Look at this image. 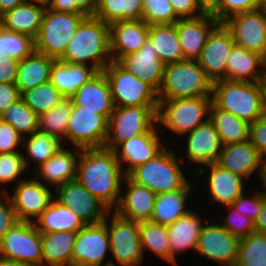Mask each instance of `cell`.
Returning <instances> with one entry per match:
<instances>
[{
	"label": "cell",
	"instance_id": "003e7915",
	"mask_svg": "<svg viewBox=\"0 0 266 266\" xmlns=\"http://www.w3.org/2000/svg\"><path fill=\"white\" fill-rule=\"evenodd\" d=\"M201 2V4L207 9L209 10L213 4L216 2V0H199Z\"/></svg>",
	"mask_w": 266,
	"mask_h": 266
},
{
	"label": "cell",
	"instance_id": "ee69618b",
	"mask_svg": "<svg viewBox=\"0 0 266 266\" xmlns=\"http://www.w3.org/2000/svg\"><path fill=\"white\" fill-rule=\"evenodd\" d=\"M0 119L13 126L22 137L38 132V115L25 104L22 98L10 105L1 114Z\"/></svg>",
	"mask_w": 266,
	"mask_h": 266
},
{
	"label": "cell",
	"instance_id": "be15d7a7",
	"mask_svg": "<svg viewBox=\"0 0 266 266\" xmlns=\"http://www.w3.org/2000/svg\"><path fill=\"white\" fill-rule=\"evenodd\" d=\"M260 179V185L262 183L263 188L260 189L265 195H266V158H262L261 162V170L259 174Z\"/></svg>",
	"mask_w": 266,
	"mask_h": 266
},
{
	"label": "cell",
	"instance_id": "5bb4252c",
	"mask_svg": "<svg viewBox=\"0 0 266 266\" xmlns=\"http://www.w3.org/2000/svg\"><path fill=\"white\" fill-rule=\"evenodd\" d=\"M236 45L266 56V9L242 12L230 16L224 22Z\"/></svg>",
	"mask_w": 266,
	"mask_h": 266
},
{
	"label": "cell",
	"instance_id": "b9f144b4",
	"mask_svg": "<svg viewBox=\"0 0 266 266\" xmlns=\"http://www.w3.org/2000/svg\"><path fill=\"white\" fill-rule=\"evenodd\" d=\"M72 107V99L63 98V100L49 112L38 116V131L57 137L63 142L66 138Z\"/></svg>",
	"mask_w": 266,
	"mask_h": 266
},
{
	"label": "cell",
	"instance_id": "680465c9",
	"mask_svg": "<svg viewBox=\"0 0 266 266\" xmlns=\"http://www.w3.org/2000/svg\"><path fill=\"white\" fill-rule=\"evenodd\" d=\"M20 98L21 94L15 83H0V116Z\"/></svg>",
	"mask_w": 266,
	"mask_h": 266
},
{
	"label": "cell",
	"instance_id": "ba28073f",
	"mask_svg": "<svg viewBox=\"0 0 266 266\" xmlns=\"http://www.w3.org/2000/svg\"><path fill=\"white\" fill-rule=\"evenodd\" d=\"M157 109L158 106L115 107L103 147L114 150L122 142L150 132L157 125Z\"/></svg>",
	"mask_w": 266,
	"mask_h": 266
},
{
	"label": "cell",
	"instance_id": "5b68a950",
	"mask_svg": "<svg viewBox=\"0 0 266 266\" xmlns=\"http://www.w3.org/2000/svg\"><path fill=\"white\" fill-rule=\"evenodd\" d=\"M213 82L197 60L184 59L167 64L158 91V100L212 97Z\"/></svg>",
	"mask_w": 266,
	"mask_h": 266
},
{
	"label": "cell",
	"instance_id": "f1b7e54d",
	"mask_svg": "<svg viewBox=\"0 0 266 266\" xmlns=\"http://www.w3.org/2000/svg\"><path fill=\"white\" fill-rule=\"evenodd\" d=\"M73 105L104 115L108 120L115 105L108 79L103 71L97 72L71 97Z\"/></svg>",
	"mask_w": 266,
	"mask_h": 266
},
{
	"label": "cell",
	"instance_id": "2644e50d",
	"mask_svg": "<svg viewBox=\"0 0 266 266\" xmlns=\"http://www.w3.org/2000/svg\"><path fill=\"white\" fill-rule=\"evenodd\" d=\"M259 1H260V4H261V7L266 9V0H259Z\"/></svg>",
	"mask_w": 266,
	"mask_h": 266
},
{
	"label": "cell",
	"instance_id": "681fc988",
	"mask_svg": "<svg viewBox=\"0 0 266 266\" xmlns=\"http://www.w3.org/2000/svg\"><path fill=\"white\" fill-rule=\"evenodd\" d=\"M260 8L259 0H216L208 11L219 23H222L235 14Z\"/></svg>",
	"mask_w": 266,
	"mask_h": 266
},
{
	"label": "cell",
	"instance_id": "bcb514c9",
	"mask_svg": "<svg viewBox=\"0 0 266 266\" xmlns=\"http://www.w3.org/2000/svg\"><path fill=\"white\" fill-rule=\"evenodd\" d=\"M27 173L30 174L25 166L22 151L0 153V186L4 185L0 192H6V189H4L8 186L6 184L13 183L16 185L24 180L25 178H21V176L27 175Z\"/></svg>",
	"mask_w": 266,
	"mask_h": 266
},
{
	"label": "cell",
	"instance_id": "e0dca14e",
	"mask_svg": "<svg viewBox=\"0 0 266 266\" xmlns=\"http://www.w3.org/2000/svg\"><path fill=\"white\" fill-rule=\"evenodd\" d=\"M54 191V199L70 208L85 225L100 224L111 212L77 180L60 185Z\"/></svg>",
	"mask_w": 266,
	"mask_h": 266
},
{
	"label": "cell",
	"instance_id": "4fadbf2b",
	"mask_svg": "<svg viewBox=\"0 0 266 266\" xmlns=\"http://www.w3.org/2000/svg\"><path fill=\"white\" fill-rule=\"evenodd\" d=\"M18 182L14 188L7 187V193L19 221L33 222L48 208L54 199L52 188L43 185L34 177ZM11 194L9 195V190ZM13 192V193H12Z\"/></svg>",
	"mask_w": 266,
	"mask_h": 266
},
{
	"label": "cell",
	"instance_id": "94428289",
	"mask_svg": "<svg viewBox=\"0 0 266 266\" xmlns=\"http://www.w3.org/2000/svg\"><path fill=\"white\" fill-rule=\"evenodd\" d=\"M255 232L266 234V197L262 200V209L255 221Z\"/></svg>",
	"mask_w": 266,
	"mask_h": 266
},
{
	"label": "cell",
	"instance_id": "db71d44e",
	"mask_svg": "<svg viewBox=\"0 0 266 266\" xmlns=\"http://www.w3.org/2000/svg\"><path fill=\"white\" fill-rule=\"evenodd\" d=\"M23 137L13 126L0 119V153L21 151Z\"/></svg>",
	"mask_w": 266,
	"mask_h": 266
},
{
	"label": "cell",
	"instance_id": "836d02e7",
	"mask_svg": "<svg viewBox=\"0 0 266 266\" xmlns=\"http://www.w3.org/2000/svg\"><path fill=\"white\" fill-rule=\"evenodd\" d=\"M98 71L88 65L71 64L56 60L51 68L50 82L64 98H71L85 82Z\"/></svg>",
	"mask_w": 266,
	"mask_h": 266
},
{
	"label": "cell",
	"instance_id": "4dcf8cb0",
	"mask_svg": "<svg viewBox=\"0 0 266 266\" xmlns=\"http://www.w3.org/2000/svg\"><path fill=\"white\" fill-rule=\"evenodd\" d=\"M191 184L189 181L182 189L157 194L150 221L168 226L191 211L190 202L187 203L194 190Z\"/></svg>",
	"mask_w": 266,
	"mask_h": 266
},
{
	"label": "cell",
	"instance_id": "e7e4bbea",
	"mask_svg": "<svg viewBox=\"0 0 266 266\" xmlns=\"http://www.w3.org/2000/svg\"><path fill=\"white\" fill-rule=\"evenodd\" d=\"M0 266H27V265L20 263L18 261H15V260H9V259L0 257Z\"/></svg>",
	"mask_w": 266,
	"mask_h": 266
},
{
	"label": "cell",
	"instance_id": "6f0895ef",
	"mask_svg": "<svg viewBox=\"0 0 266 266\" xmlns=\"http://www.w3.org/2000/svg\"><path fill=\"white\" fill-rule=\"evenodd\" d=\"M248 140L257 148L262 158H266V117L249 123Z\"/></svg>",
	"mask_w": 266,
	"mask_h": 266
},
{
	"label": "cell",
	"instance_id": "91938a15",
	"mask_svg": "<svg viewBox=\"0 0 266 266\" xmlns=\"http://www.w3.org/2000/svg\"><path fill=\"white\" fill-rule=\"evenodd\" d=\"M19 61L9 55L0 59V83H16Z\"/></svg>",
	"mask_w": 266,
	"mask_h": 266
},
{
	"label": "cell",
	"instance_id": "7402d4cb",
	"mask_svg": "<svg viewBox=\"0 0 266 266\" xmlns=\"http://www.w3.org/2000/svg\"><path fill=\"white\" fill-rule=\"evenodd\" d=\"M71 148L72 150L63 145L55 155L35 168L30 175L43 185L54 187L53 189L76 180L81 148L73 146Z\"/></svg>",
	"mask_w": 266,
	"mask_h": 266
},
{
	"label": "cell",
	"instance_id": "7bdbcfd3",
	"mask_svg": "<svg viewBox=\"0 0 266 266\" xmlns=\"http://www.w3.org/2000/svg\"><path fill=\"white\" fill-rule=\"evenodd\" d=\"M25 104L38 116L49 112L63 100L61 92L49 81L21 94Z\"/></svg>",
	"mask_w": 266,
	"mask_h": 266
},
{
	"label": "cell",
	"instance_id": "8d00e7d4",
	"mask_svg": "<svg viewBox=\"0 0 266 266\" xmlns=\"http://www.w3.org/2000/svg\"><path fill=\"white\" fill-rule=\"evenodd\" d=\"M148 38L165 65L184 60L175 23L150 25Z\"/></svg>",
	"mask_w": 266,
	"mask_h": 266
},
{
	"label": "cell",
	"instance_id": "03108f58",
	"mask_svg": "<svg viewBox=\"0 0 266 266\" xmlns=\"http://www.w3.org/2000/svg\"><path fill=\"white\" fill-rule=\"evenodd\" d=\"M263 88V116L266 117V78L262 81Z\"/></svg>",
	"mask_w": 266,
	"mask_h": 266
},
{
	"label": "cell",
	"instance_id": "ffe728a7",
	"mask_svg": "<svg viewBox=\"0 0 266 266\" xmlns=\"http://www.w3.org/2000/svg\"><path fill=\"white\" fill-rule=\"evenodd\" d=\"M234 44L230 31L223 23H219L209 34L197 61L213 83L226 79L227 56Z\"/></svg>",
	"mask_w": 266,
	"mask_h": 266
},
{
	"label": "cell",
	"instance_id": "f546056e",
	"mask_svg": "<svg viewBox=\"0 0 266 266\" xmlns=\"http://www.w3.org/2000/svg\"><path fill=\"white\" fill-rule=\"evenodd\" d=\"M265 78L264 58L234 44L227 56L226 80L262 82Z\"/></svg>",
	"mask_w": 266,
	"mask_h": 266
},
{
	"label": "cell",
	"instance_id": "f6af8a7d",
	"mask_svg": "<svg viewBox=\"0 0 266 266\" xmlns=\"http://www.w3.org/2000/svg\"><path fill=\"white\" fill-rule=\"evenodd\" d=\"M35 51V41L29 35L9 31L0 25V54L9 55L17 61Z\"/></svg>",
	"mask_w": 266,
	"mask_h": 266
},
{
	"label": "cell",
	"instance_id": "83f0119b",
	"mask_svg": "<svg viewBox=\"0 0 266 266\" xmlns=\"http://www.w3.org/2000/svg\"><path fill=\"white\" fill-rule=\"evenodd\" d=\"M261 162L262 156L259 151L247 140L223 145L216 164L247 181L255 172L259 176Z\"/></svg>",
	"mask_w": 266,
	"mask_h": 266
},
{
	"label": "cell",
	"instance_id": "603a6c76",
	"mask_svg": "<svg viewBox=\"0 0 266 266\" xmlns=\"http://www.w3.org/2000/svg\"><path fill=\"white\" fill-rule=\"evenodd\" d=\"M122 185H125V188ZM122 185L120 193L123 194L120 195L119 203L113 211L127 220L150 221L157 194L147 187L135 183L127 175L124 176Z\"/></svg>",
	"mask_w": 266,
	"mask_h": 266
},
{
	"label": "cell",
	"instance_id": "f35d334b",
	"mask_svg": "<svg viewBox=\"0 0 266 266\" xmlns=\"http://www.w3.org/2000/svg\"><path fill=\"white\" fill-rule=\"evenodd\" d=\"M23 144L25 146L22 147L26 149L25 153L23 152V159L30 174L35 168L55 155L63 146L62 141L57 137L39 131L23 137ZM31 162L35 164L30 166L33 167L32 170L29 167Z\"/></svg>",
	"mask_w": 266,
	"mask_h": 266
},
{
	"label": "cell",
	"instance_id": "f907efd6",
	"mask_svg": "<svg viewBox=\"0 0 266 266\" xmlns=\"http://www.w3.org/2000/svg\"><path fill=\"white\" fill-rule=\"evenodd\" d=\"M228 213L227 216H221V222H219L228 232L239 239L247 237L250 233L255 232V222L249 217L245 216L234 209L231 205L224 206Z\"/></svg>",
	"mask_w": 266,
	"mask_h": 266
},
{
	"label": "cell",
	"instance_id": "60d3db41",
	"mask_svg": "<svg viewBox=\"0 0 266 266\" xmlns=\"http://www.w3.org/2000/svg\"><path fill=\"white\" fill-rule=\"evenodd\" d=\"M140 242L143 253L154 252L162 260L171 263L168 229L166 225L151 221L139 222Z\"/></svg>",
	"mask_w": 266,
	"mask_h": 266
},
{
	"label": "cell",
	"instance_id": "d590c367",
	"mask_svg": "<svg viewBox=\"0 0 266 266\" xmlns=\"http://www.w3.org/2000/svg\"><path fill=\"white\" fill-rule=\"evenodd\" d=\"M40 233L79 231L85 224L70 208L53 199L48 208L34 221Z\"/></svg>",
	"mask_w": 266,
	"mask_h": 266
},
{
	"label": "cell",
	"instance_id": "a7ac6f4b",
	"mask_svg": "<svg viewBox=\"0 0 266 266\" xmlns=\"http://www.w3.org/2000/svg\"><path fill=\"white\" fill-rule=\"evenodd\" d=\"M233 266H266V264H251L243 262H234Z\"/></svg>",
	"mask_w": 266,
	"mask_h": 266
},
{
	"label": "cell",
	"instance_id": "6125c7cd",
	"mask_svg": "<svg viewBox=\"0 0 266 266\" xmlns=\"http://www.w3.org/2000/svg\"><path fill=\"white\" fill-rule=\"evenodd\" d=\"M24 0H0V16L5 12L14 9L20 5Z\"/></svg>",
	"mask_w": 266,
	"mask_h": 266
},
{
	"label": "cell",
	"instance_id": "277c9868",
	"mask_svg": "<svg viewBox=\"0 0 266 266\" xmlns=\"http://www.w3.org/2000/svg\"><path fill=\"white\" fill-rule=\"evenodd\" d=\"M174 150L165 147L147 163L132 169L127 176L156 194L182 189L189 181L180 165L183 162Z\"/></svg>",
	"mask_w": 266,
	"mask_h": 266
},
{
	"label": "cell",
	"instance_id": "9a60e30c",
	"mask_svg": "<svg viewBox=\"0 0 266 266\" xmlns=\"http://www.w3.org/2000/svg\"><path fill=\"white\" fill-rule=\"evenodd\" d=\"M211 218L202 227L196 251L219 266H233L238 258L240 239L228 232L219 219L213 222L215 218Z\"/></svg>",
	"mask_w": 266,
	"mask_h": 266
},
{
	"label": "cell",
	"instance_id": "3957f363",
	"mask_svg": "<svg viewBox=\"0 0 266 266\" xmlns=\"http://www.w3.org/2000/svg\"><path fill=\"white\" fill-rule=\"evenodd\" d=\"M212 102L251 123L263 117L262 82L220 80L213 83Z\"/></svg>",
	"mask_w": 266,
	"mask_h": 266
},
{
	"label": "cell",
	"instance_id": "4316f807",
	"mask_svg": "<svg viewBox=\"0 0 266 266\" xmlns=\"http://www.w3.org/2000/svg\"><path fill=\"white\" fill-rule=\"evenodd\" d=\"M218 24L209 11L195 18L179 19L175 23L184 59L199 58L209 34Z\"/></svg>",
	"mask_w": 266,
	"mask_h": 266
},
{
	"label": "cell",
	"instance_id": "816d5d0a",
	"mask_svg": "<svg viewBox=\"0 0 266 266\" xmlns=\"http://www.w3.org/2000/svg\"><path fill=\"white\" fill-rule=\"evenodd\" d=\"M250 193L248 194V192H243L231 204V206L255 222L262 209V200L266 197V195L258 189L253 190V192L251 191Z\"/></svg>",
	"mask_w": 266,
	"mask_h": 266
},
{
	"label": "cell",
	"instance_id": "2e32d148",
	"mask_svg": "<svg viewBox=\"0 0 266 266\" xmlns=\"http://www.w3.org/2000/svg\"><path fill=\"white\" fill-rule=\"evenodd\" d=\"M111 252L107 225H85L77 233L72 255V266H111L107 253Z\"/></svg>",
	"mask_w": 266,
	"mask_h": 266
},
{
	"label": "cell",
	"instance_id": "8992f818",
	"mask_svg": "<svg viewBox=\"0 0 266 266\" xmlns=\"http://www.w3.org/2000/svg\"><path fill=\"white\" fill-rule=\"evenodd\" d=\"M212 97L159 100L156 119L160 134L171 130L178 137L193 131L209 119ZM164 128H163V127ZM165 128L167 130H165Z\"/></svg>",
	"mask_w": 266,
	"mask_h": 266
},
{
	"label": "cell",
	"instance_id": "c3c4849f",
	"mask_svg": "<svg viewBox=\"0 0 266 266\" xmlns=\"http://www.w3.org/2000/svg\"><path fill=\"white\" fill-rule=\"evenodd\" d=\"M142 19L150 26L176 23L179 18L169 0H143Z\"/></svg>",
	"mask_w": 266,
	"mask_h": 266
},
{
	"label": "cell",
	"instance_id": "7c38bea8",
	"mask_svg": "<svg viewBox=\"0 0 266 266\" xmlns=\"http://www.w3.org/2000/svg\"><path fill=\"white\" fill-rule=\"evenodd\" d=\"M108 131V119L95 111L73 105L67 127L66 138L74 147L102 148Z\"/></svg>",
	"mask_w": 266,
	"mask_h": 266
},
{
	"label": "cell",
	"instance_id": "44dd1931",
	"mask_svg": "<svg viewBox=\"0 0 266 266\" xmlns=\"http://www.w3.org/2000/svg\"><path fill=\"white\" fill-rule=\"evenodd\" d=\"M159 133V127L156 125L150 132L130 138L114 149L125 175L136 166L147 163L167 147L162 143Z\"/></svg>",
	"mask_w": 266,
	"mask_h": 266
},
{
	"label": "cell",
	"instance_id": "d6a6232c",
	"mask_svg": "<svg viewBox=\"0 0 266 266\" xmlns=\"http://www.w3.org/2000/svg\"><path fill=\"white\" fill-rule=\"evenodd\" d=\"M78 231L41 233L42 266H72Z\"/></svg>",
	"mask_w": 266,
	"mask_h": 266
},
{
	"label": "cell",
	"instance_id": "ac0fdd59",
	"mask_svg": "<svg viewBox=\"0 0 266 266\" xmlns=\"http://www.w3.org/2000/svg\"><path fill=\"white\" fill-rule=\"evenodd\" d=\"M206 175L208 176L207 178ZM191 176L198 178L203 176L204 180L207 179L204 184H207L205 186H207L209 191L208 194L210 193L209 203H218V206L223 205L222 208L230 206L243 192L250 190L248 189L247 182L245 184L246 180L229 170L221 168L216 163L202 166L192 173ZM246 185L247 187H245Z\"/></svg>",
	"mask_w": 266,
	"mask_h": 266
},
{
	"label": "cell",
	"instance_id": "f5cc1de1",
	"mask_svg": "<svg viewBox=\"0 0 266 266\" xmlns=\"http://www.w3.org/2000/svg\"><path fill=\"white\" fill-rule=\"evenodd\" d=\"M97 4L98 0H51L47 7L61 13L94 16Z\"/></svg>",
	"mask_w": 266,
	"mask_h": 266
},
{
	"label": "cell",
	"instance_id": "d4e9b609",
	"mask_svg": "<svg viewBox=\"0 0 266 266\" xmlns=\"http://www.w3.org/2000/svg\"><path fill=\"white\" fill-rule=\"evenodd\" d=\"M149 25L142 20L115 21L109 24L110 54L113 61L137 52L145 44Z\"/></svg>",
	"mask_w": 266,
	"mask_h": 266
},
{
	"label": "cell",
	"instance_id": "89a4df30",
	"mask_svg": "<svg viewBox=\"0 0 266 266\" xmlns=\"http://www.w3.org/2000/svg\"><path fill=\"white\" fill-rule=\"evenodd\" d=\"M26 1L37 3V4H41V5L45 6V7H47L51 0H26Z\"/></svg>",
	"mask_w": 266,
	"mask_h": 266
},
{
	"label": "cell",
	"instance_id": "11a10c76",
	"mask_svg": "<svg viewBox=\"0 0 266 266\" xmlns=\"http://www.w3.org/2000/svg\"><path fill=\"white\" fill-rule=\"evenodd\" d=\"M7 192L0 193V240L18 222Z\"/></svg>",
	"mask_w": 266,
	"mask_h": 266
},
{
	"label": "cell",
	"instance_id": "7dc6e473",
	"mask_svg": "<svg viewBox=\"0 0 266 266\" xmlns=\"http://www.w3.org/2000/svg\"><path fill=\"white\" fill-rule=\"evenodd\" d=\"M235 262L266 264V234L253 232L240 239Z\"/></svg>",
	"mask_w": 266,
	"mask_h": 266
},
{
	"label": "cell",
	"instance_id": "8c879c8a",
	"mask_svg": "<svg viewBox=\"0 0 266 266\" xmlns=\"http://www.w3.org/2000/svg\"><path fill=\"white\" fill-rule=\"evenodd\" d=\"M5 57V55L0 54V59H3Z\"/></svg>",
	"mask_w": 266,
	"mask_h": 266
},
{
	"label": "cell",
	"instance_id": "7a4b0ae2",
	"mask_svg": "<svg viewBox=\"0 0 266 266\" xmlns=\"http://www.w3.org/2000/svg\"><path fill=\"white\" fill-rule=\"evenodd\" d=\"M60 62L84 64L103 71L112 61L110 54L109 24L87 16L70 39Z\"/></svg>",
	"mask_w": 266,
	"mask_h": 266
},
{
	"label": "cell",
	"instance_id": "1f68e13d",
	"mask_svg": "<svg viewBox=\"0 0 266 266\" xmlns=\"http://www.w3.org/2000/svg\"><path fill=\"white\" fill-rule=\"evenodd\" d=\"M46 7L24 0L20 5L0 16V25L9 31L23 33L35 39Z\"/></svg>",
	"mask_w": 266,
	"mask_h": 266
},
{
	"label": "cell",
	"instance_id": "30bf717a",
	"mask_svg": "<svg viewBox=\"0 0 266 266\" xmlns=\"http://www.w3.org/2000/svg\"><path fill=\"white\" fill-rule=\"evenodd\" d=\"M112 212L104 220L114 258H110L111 266H139L145 257L140 242L139 222L124 219Z\"/></svg>",
	"mask_w": 266,
	"mask_h": 266
},
{
	"label": "cell",
	"instance_id": "9c48e42d",
	"mask_svg": "<svg viewBox=\"0 0 266 266\" xmlns=\"http://www.w3.org/2000/svg\"><path fill=\"white\" fill-rule=\"evenodd\" d=\"M103 72L108 79L115 107L158 106V92L117 61L112 60Z\"/></svg>",
	"mask_w": 266,
	"mask_h": 266
},
{
	"label": "cell",
	"instance_id": "484cf974",
	"mask_svg": "<svg viewBox=\"0 0 266 266\" xmlns=\"http://www.w3.org/2000/svg\"><path fill=\"white\" fill-rule=\"evenodd\" d=\"M200 214L199 211L196 212L195 208H192L186 215L167 226L171 264L174 266H179L176 259L179 253L181 255L191 249L196 253L202 227L208 219L207 216L204 218V213Z\"/></svg>",
	"mask_w": 266,
	"mask_h": 266
},
{
	"label": "cell",
	"instance_id": "52a82bcc",
	"mask_svg": "<svg viewBox=\"0 0 266 266\" xmlns=\"http://www.w3.org/2000/svg\"><path fill=\"white\" fill-rule=\"evenodd\" d=\"M86 14L61 13L46 7L39 33L34 39L35 51L58 60Z\"/></svg>",
	"mask_w": 266,
	"mask_h": 266
},
{
	"label": "cell",
	"instance_id": "ab89813d",
	"mask_svg": "<svg viewBox=\"0 0 266 266\" xmlns=\"http://www.w3.org/2000/svg\"><path fill=\"white\" fill-rule=\"evenodd\" d=\"M143 0H98L94 17L111 24L115 21L142 20Z\"/></svg>",
	"mask_w": 266,
	"mask_h": 266
},
{
	"label": "cell",
	"instance_id": "cb8c5ba5",
	"mask_svg": "<svg viewBox=\"0 0 266 266\" xmlns=\"http://www.w3.org/2000/svg\"><path fill=\"white\" fill-rule=\"evenodd\" d=\"M118 63L157 92L160 90L165 64L149 38L139 51L123 56Z\"/></svg>",
	"mask_w": 266,
	"mask_h": 266
},
{
	"label": "cell",
	"instance_id": "9f6ffc18",
	"mask_svg": "<svg viewBox=\"0 0 266 266\" xmlns=\"http://www.w3.org/2000/svg\"><path fill=\"white\" fill-rule=\"evenodd\" d=\"M169 2L179 19L195 18L208 11L199 0H169Z\"/></svg>",
	"mask_w": 266,
	"mask_h": 266
},
{
	"label": "cell",
	"instance_id": "6da1fadb",
	"mask_svg": "<svg viewBox=\"0 0 266 266\" xmlns=\"http://www.w3.org/2000/svg\"><path fill=\"white\" fill-rule=\"evenodd\" d=\"M124 176L114 150L81 148L76 180L111 211L119 203Z\"/></svg>",
	"mask_w": 266,
	"mask_h": 266
},
{
	"label": "cell",
	"instance_id": "8fae6325",
	"mask_svg": "<svg viewBox=\"0 0 266 266\" xmlns=\"http://www.w3.org/2000/svg\"><path fill=\"white\" fill-rule=\"evenodd\" d=\"M0 257L42 266L41 233L33 222L18 221L0 240Z\"/></svg>",
	"mask_w": 266,
	"mask_h": 266
},
{
	"label": "cell",
	"instance_id": "74e56055",
	"mask_svg": "<svg viewBox=\"0 0 266 266\" xmlns=\"http://www.w3.org/2000/svg\"><path fill=\"white\" fill-rule=\"evenodd\" d=\"M209 120L216 128L222 145L242 143L249 139V123L219 109L213 102L209 110Z\"/></svg>",
	"mask_w": 266,
	"mask_h": 266
},
{
	"label": "cell",
	"instance_id": "d6986e66",
	"mask_svg": "<svg viewBox=\"0 0 266 266\" xmlns=\"http://www.w3.org/2000/svg\"><path fill=\"white\" fill-rule=\"evenodd\" d=\"M183 136L187 137L186 147L184 145L186 154L179 158L183 163L188 161L190 164H197L193 173L202 166L217 163L223 145L216 128L209 119Z\"/></svg>",
	"mask_w": 266,
	"mask_h": 266
},
{
	"label": "cell",
	"instance_id": "e575fe53",
	"mask_svg": "<svg viewBox=\"0 0 266 266\" xmlns=\"http://www.w3.org/2000/svg\"><path fill=\"white\" fill-rule=\"evenodd\" d=\"M56 59L37 51L19 61L16 86L20 94L50 81L51 68Z\"/></svg>",
	"mask_w": 266,
	"mask_h": 266
}]
</instances>
